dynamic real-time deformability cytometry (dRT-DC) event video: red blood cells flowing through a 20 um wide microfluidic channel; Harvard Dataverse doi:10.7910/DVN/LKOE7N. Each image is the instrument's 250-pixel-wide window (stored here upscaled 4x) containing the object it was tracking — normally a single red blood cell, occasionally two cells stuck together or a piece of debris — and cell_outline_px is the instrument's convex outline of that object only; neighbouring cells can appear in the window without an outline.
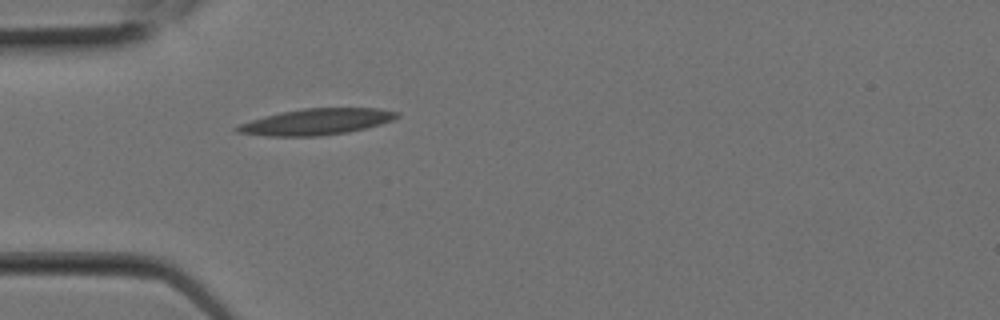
{"species": "Egyptian fruit bat (a non-hibernating species)", "species_latin": "Rousettus aegyptiacus", "temperature_condition": "room temperature", "stored_images_in_passage": 1, "camera_frame_rate_fps": 3000, "um_per_image_px": 0.085, "animal": {"sex": "female"}, "frame": {"image": 1, "passage_image": 1, "time_ms": 0.0, "image_size_px": [1000, 320], "cell_outline_px": [[400, 116], [392, 120], [380, 124], [348, 132], [320, 136], [268, 136], [236, 132], [232, 128], [240, 124], [264, 116], [280, 112], [304, 108], [380, 108], [400, 112]], "centroid_in_image_um": [26.9, 10.34], "position_along_channel_um": 58.1, "area_um2": 24.39}}